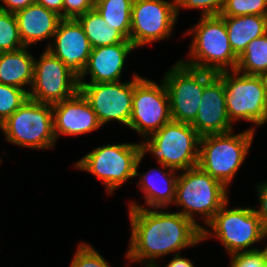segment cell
I'll return each instance as SVG.
<instances>
[{
    "label": "cell",
    "instance_id": "6da1fadb",
    "mask_svg": "<svg viewBox=\"0 0 267 267\" xmlns=\"http://www.w3.org/2000/svg\"><path fill=\"white\" fill-rule=\"evenodd\" d=\"M163 210L128 208L131 234L124 254L128 262L156 266L157 259L203 242L202 229L197 224L177 211Z\"/></svg>",
    "mask_w": 267,
    "mask_h": 267
},
{
    "label": "cell",
    "instance_id": "7a4b0ae2",
    "mask_svg": "<svg viewBox=\"0 0 267 267\" xmlns=\"http://www.w3.org/2000/svg\"><path fill=\"white\" fill-rule=\"evenodd\" d=\"M189 34L193 35L187 54L189 60L179 59L183 64L214 73L236 69L238 57L230 46L220 15L200 16L198 23L184 33Z\"/></svg>",
    "mask_w": 267,
    "mask_h": 267
},
{
    "label": "cell",
    "instance_id": "3957f363",
    "mask_svg": "<svg viewBox=\"0 0 267 267\" xmlns=\"http://www.w3.org/2000/svg\"><path fill=\"white\" fill-rule=\"evenodd\" d=\"M227 189L220 181L195 166L179 172L173 204L179 209L182 207V211L177 210L178 213L203 229L204 224L207 225L229 200ZM198 219H203L204 224L200 225Z\"/></svg>",
    "mask_w": 267,
    "mask_h": 267
},
{
    "label": "cell",
    "instance_id": "277c9868",
    "mask_svg": "<svg viewBox=\"0 0 267 267\" xmlns=\"http://www.w3.org/2000/svg\"><path fill=\"white\" fill-rule=\"evenodd\" d=\"M256 134L247 128L237 134L234 131L202 136L200 139L198 166L226 188L236 176L249 153Z\"/></svg>",
    "mask_w": 267,
    "mask_h": 267
},
{
    "label": "cell",
    "instance_id": "5b68a950",
    "mask_svg": "<svg viewBox=\"0 0 267 267\" xmlns=\"http://www.w3.org/2000/svg\"><path fill=\"white\" fill-rule=\"evenodd\" d=\"M229 200L202 229V241L216 238L224 246L226 254L255 250L262 241L266 227L253 207L228 208ZM208 228V229H207Z\"/></svg>",
    "mask_w": 267,
    "mask_h": 267
},
{
    "label": "cell",
    "instance_id": "8992f818",
    "mask_svg": "<svg viewBox=\"0 0 267 267\" xmlns=\"http://www.w3.org/2000/svg\"><path fill=\"white\" fill-rule=\"evenodd\" d=\"M201 136L189 123L171 120L147 138H143L141 154L150 153L158 164L177 171L198 166Z\"/></svg>",
    "mask_w": 267,
    "mask_h": 267
},
{
    "label": "cell",
    "instance_id": "52a82bcc",
    "mask_svg": "<svg viewBox=\"0 0 267 267\" xmlns=\"http://www.w3.org/2000/svg\"><path fill=\"white\" fill-rule=\"evenodd\" d=\"M0 129L8 143L23 148L50 150L57 143L52 105L30 98L0 125Z\"/></svg>",
    "mask_w": 267,
    "mask_h": 267
},
{
    "label": "cell",
    "instance_id": "ba28073f",
    "mask_svg": "<svg viewBox=\"0 0 267 267\" xmlns=\"http://www.w3.org/2000/svg\"><path fill=\"white\" fill-rule=\"evenodd\" d=\"M141 155L140 143L107 144L95 147L74 162V168L93 174L113 194L129 179L135 177V167Z\"/></svg>",
    "mask_w": 267,
    "mask_h": 267
},
{
    "label": "cell",
    "instance_id": "9c48e42d",
    "mask_svg": "<svg viewBox=\"0 0 267 267\" xmlns=\"http://www.w3.org/2000/svg\"><path fill=\"white\" fill-rule=\"evenodd\" d=\"M217 76L224 83L227 115L232 124L251 122L249 129L267 123V96L260 76L246 75L236 70L223 71Z\"/></svg>",
    "mask_w": 267,
    "mask_h": 267
},
{
    "label": "cell",
    "instance_id": "30bf717a",
    "mask_svg": "<svg viewBox=\"0 0 267 267\" xmlns=\"http://www.w3.org/2000/svg\"><path fill=\"white\" fill-rule=\"evenodd\" d=\"M172 66L162 80L169 95L171 118L191 124L198 114L204 87L217 73L186 66L180 60Z\"/></svg>",
    "mask_w": 267,
    "mask_h": 267
},
{
    "label": "cell",
    "instance_id": "8fae6325",
    "mask_svg": "<svg viewBox=\"0 0 267 267\" xmlns=\"http://www.w3.org/2000/svg\"><path fill=\"white\" fill-rule=\"evenodd\" d=\"M141 75L134 77L132 114L129 127L143 138L149 137L172 120L169 95L164 82Z\"/></svg>",
    "mask_w": 267,
    "mask_h": 267
},
{
    "label": "cell",
    "instance_id": "7c38bea8",
    "mask_svg": "<svg viewBox=\"0 0 267 267\" xmlns=\"http://www.w3.org/2000/svg\"><path fill=\"white\" fill-rule=\"evenodd\" d=\"M177 20L176 0H133L129 40L139 49L168 39Z\"/></svg>",
    "mask_w": 267,
    "mask_h": 267
},
{
    "label": "cell",
    "instance_id": "4fadbf2b",
    "mask_svg": "<svg viewBox=\"0 0 267 267\" xmlns=\"http://www.w3.org/2000/svg\"><path fill=\"white\" fill-rule=\"evenodd\" d=\"M38 58L35 57L34 79L28 98L53 105L79 92L78 77L60 59L47 49Z\"/></svg>",
    "mask_w": 267,
    "mask_h": 267
},
{
    "label": "cell",
    "instance_id": "5bb4252c",
    "mask_svg": "<svg viewBox=\"0 0 267 267\" xmlns=\"http://www.w3.org/2000/svg\"><path fill=\"white\" fill-rule=\"evenodd\" d=\"M134 73L129 81L79 83V92L88 101L102 126L111 121L129 127L134 93Z\"/></svg>",
    "mask_w": 267,
    "mask_h": 267
},
{
    "label": "cell",
    "instance_id": "9a60e30c",
    "mask_svg": "<svg viewBox=\"0 0 267 267\" xmlns=\"http://www.w3.org/2000/svg\"><path fill=\"white\" fill-rule=\"evenodd\" d=\"M45 49L60 59L78 78L85 68L92 47L77 19H61L52 41Z\"/></svg>",
    "mask_w": 267,
    "mask_h": 267
},
{
    "label": "cell",
    "instance_id": "2e32d148",
    "mask_svg": "<svg viewBox=\"0 0 267 267\" xmlns=\"http://www.w3.org/2000/svg\"><path fill=\"white\" fill-rule=\"evenodd\" d=\"M144 156L141 154L138 157L135 167V178L139 176L136 185L143 193L144 205L138 204L136 201H131L128 208H168L174 203L176 197V184L179 177V171L166 167L163 164H158L159 167H151L147 172H139V165ZM162 168V169H161ZM147 205V206H146Z\"/></svg>",
    "mask_w": 267,
    "mask_h": 267
},
{
    "label": "cell",
    "instance_id": "e0dca14e",
    "mask_svg": "<svg viewBox=\"0 0 267 267\" xmlns=\"http://www.w3.org/2000/svg\"><path fill=\"white\" fill-rule=\"evenodd\" d=\"M54 135L78 136L98 130L100 124L88 101L78 92L73 97L52 105Z\"/></svg>",
    "mask_w": 267,
    "mask_h": 267
},
{
    "label": "cell",
    "instance_id": "ac0fdd59",
    "mask_svg": "<svg viewBox=\"0 0 267 267\" xmlns=\"http://www.w3.org/2000/svg\"><path fill=\"white\" fill-rule=\"evenodd\" d=\"M191 126L201 137L233 131L227 115L224 83L217 75L204 87L198 114Z\"/></svg>",
    "mask_w": 267,
    "mask_h": 267
},
{
    "label": "cell",
    "instance_id": "d6986e66",
    "mask_svg": "<svg viewBox=\"0 0 267 267\" xmlns=\"http://www.w3.org/2000/svg\"><path fill=\"white\" fill-rule=\"evenodd\" d=\"M132 42L92 48L87 64L78 78L79 83H109L121 81L127 56L135 50ZM90 76L89 81L85 79Z\"/></svg>",
    "mask_w": 267,
    "mask_h": 267
},
{
    "label": "cell",
    "instance_id": "ffe728a7",
    "mask_svg": "<svg viewBox=\"0 0 267 267\" xmlns=\"http://www.w3.org/2000/svg\"><path fill=\"white\" fill-rule=\"evenodd\" d=\"M14 14L25 47L34 46L39 42H44V40L52 41L62 19L56 12L46 9L36 2Z\"/></svg>",
    "mask_w": 267,
    "mask_h": 267
},
{
    "label": "cell",
    "instance_id": "44dd1931",
    "mask_svg": "<svg viewBox=\"0 0 267 267\" xmlns=\"http://www.w3.org/2000/svg\"><path fill=\"white\" fill-rule=\"evenodd\" d=\"M31 53L25 46L15 51L0 52V83L22 88L29 93L35 62V56Z\"/></svg>",
    "mask_w": 267,
    "mask_h": 267
},
{
    "label": "cell",
    "instance_id": "7402d4cb",
    "mask_svg": "<svg viewBox=\"0 0 267 267\" xmlns=\"http://www.w3.org/2000/svg\"><path fill=\"white\" fill-rule=\"evenodd\" d=\"M225 22L230 46L239 57L250 41L267 33V16H221Z\"/></svg>",
    "mask_w": 267,
    "mask_h": 267
},
{
    "label": "cell",
    "instance_id": "603a6c76",
    "mask_svg": "<svg viewBox=\"0 0 267 267\" xmlns=\"http://www.w3.org/2000/svg\"><path fill=\"white\" fill-rule=\"evenodd\" d=\"M77 20L82 25L92 48L131 42L115 28L106 26V21L95 8L79 16Z\"/></svg>",
    "mask_w": 267,
    "mask_h": 267
},
{
    "label": "cell",
    "instance_id": "cb8c5ba5",
    "mask_svg": "<svg viewBox=\"0 0 267 267\" xmlns=\"http://www.w3.org/2000/svg\"><path fill=\"white\" fill-rule=\"evenodd\" d=\"M132 3L133 0H95L94 8L106 21V26L115 28L129 40Z\"/></svg>",
    "mask_w": 267,
    "mask_h": 267
},
{
    "label": "cell",
    "instance_id": "d4e9b609",
    "mask_svg": "<svg viewBox=\"0 0 267 267\" xmlns=\"http://www.w3.org/2000/svg\"><path fill=\"white\" fill-rule=\"evenodd\" d=\"M235 70L256 76L267 70V33L249 42L246 50L238 57Z\"/></svg>",
    "mask_w": 267,
    "mask_h": 267
},
{
    "label": "cell",
    "instance_id": "484cf974",
    "mask_svg": "<svg viewBox=\"0 0 267 267\" xmlns=\"http://www.w3.org/2000/svg\"><path fill=\"white\" fill-rule=\"evenodd\" d=\"M23 47L15 14L0 10V52L15 51Z\"/></svg>",
    "mask_w": 267,
    "mask_h": 267
},
{
    "label": "cell",
    "instance_id": "4316f807",
    "mask_svg": "<svg viewBox=\"0 0 267 267\" xmlns=\"http://www.w3.org/2000/svg\"><path fill=\"white\" fill-rule=\"evenodd\" d=\"M27 99L28 93L24 89L0 83V125Z\"/></svg>",
    "mask_w": 267,
    "mask_h": 267
},
{
    "label": "cell",
    "instance_id": "83f0119b",
    "mask_svg": "<svg viewBox=\"0 0 267 267\" xmlns=\"http://www.w3.org/2000/svg\"><path fill=\"white\" fill-rule=\"evenodd\" d=\"M267 16V0H227L220 16Z\"/></svg>",
    "mask_w": 267,
    "mask_h": 267
},
{
    "label": "cell",
    "instance_id": "f1b7e54d",
    "mask_svg": "<svg viewBox=\"0 0 267 267\" xmlns=\"http://www.w3.org/2000/svg\"><path fill=\"white\" fill-rule=\"evenodd\" d=\"M90 243L79 242L69 267H112Z\"/></svg>",
    "mask_w": 267,
    "mask_h": 267
},
{
    "label": "cell",
    "instance_id": "f546056e",
    "mask_svg": "<svg viewBox=\"0 0 267 267\" xmlns=\"http://www.w3.org/2000/svg\"><path fill=\"white\" fill-rule=\"evenodd\" d=\"M227 0H176V13L179 17L181 9H196L200 16L220 15Z\"/></svg>",
    "mask_w": 267,
    "mask_h": 267
},
{
    "label": "cell",
    "instance_id": "4dcf8cb0",
    "mask_svg": "<svg viewBox=\"0 0 267 267\" xmlns=\"http://www.w3.org/2000/svg\"><path fill=\"white\" fill-rule=\"evenodd\" d=\"M228 267H266L263 254L259 249L237 252L229 255Z\"/></svg>",
    "mask_w": 267,
    "mask_h": 267
},
{
    "label": "cell",
    "instance_id": "1f68e13d",
    "mask_svg": "<svg viewBox=\"0 0 267 267\" xmlns=\"http://www.w3.org/2000/svg\"><path fill=\"white\" fill-rule=\"evenodd\" d=\"M95 0H64L63 19H77L94 9Z\"/></svg>",
    "mask_w": 267,
    "mask_h": 267
},
{
    "label": "cell",
    "instance_id": "d6a6232c",
    "mask_svg": "<svg viewBox=\"0 0 267 267\" xmlns=\"http://www.w3.org/2000/svg\"><path fill=\"white\" fill-rule=\"evenodd\" d=\"M258 197V209L254 208L257 215L260 217L262 224L267 227V181L256 186Z\"/></svg>",
    "mask_w": 267,
    "mask_h": 267
},
{
    "label": "cell",
    "instance_id": "836d02e7",
    "mask_svg": "<svg viewBox=\"0 0 267 267\" xmlns=\"http://www.w3.org/2000/svg\"><path fill=\"white\" fill-rule=\"evenodd\" d=\"M35 3V0H0V10L15 13Z\"/></svg>",
    "mask_w": 267,
    "mask_h": 267
},
{
    "label": "cell",
    "instance_id": "e575fe53",
    "mask_svg": "<svg viewBox=\"0 0 267 267\" xmlns=\"http://www.w3.org/2000/svg\"><path fill=\"white\" fill-rule=\"evenodd\" d=\"M181 255V253L172 255L174 257L167 263V265L164 264V267H195L192 260L185 256L182 257ZM155 267H160V265H156Z\"/></svg>",
    "mask_w": 267,
    "mask_h": 267
},
{
    "label": "cell",
    "instance_id": "d590c367",
    "mask_svg": "<svg viewBox=\"0 0 267 267\" xmlns=\"http://www.w3.org/2000/svg\"><path fill=\"white\" fill-rule=\"evenodd\" d=\"M35 2L41 4L46 9L56 12L61 18H63L64 0H35Z\"/></svg>",
    "mask_w": 267,
    "mask_h": 267
},
{
    "label": "cell",
    "instance_id": "8d00e7d4",
    "mask_svg": "<svg viewBox=\"0 0 267 267\" xmlns=\"http://www.w3.org/2000/svg\"><path fill=\"white\" fill-rule=\"evenodd\" d=\"M265 239H267V229H265V231H264V234H263V237H262V241H264ZM263 247H264L263 249L259 248V250L263 254V258H264V261H265L266 267H267V243Z\"/></svg>",
    "mask_w": 267,
    "mask_h": 267
},
{
    "label": "cell",
    "instance_id": "74e56055",
    "mask_svg": "<svg viewBox=\"0 0 267 267\" xmlns=\"http://www.w3.org/2000/svg\"><path fill=\"white\" fill-rule=\"evenodd\" d=\"M262 81H263V85H264V88H265V91H266V96H267V70L265 72H263L261 75H260Z\"/></svg>",
    "mask_w": 267,
    "mask_h": 267
},
{
    "label": "cell",
    "instance_id": "f35d334b",
    "mask_svg": "<svg viewBox=\"0 0 267 267\" xmlns=\"http://www.w3.org/2000/svg\"><path fill=\"white\" fill-rule=\"evenodd\" d=\"M140 265H143L144 267H155V266H152V265H149V264H145V263H140Z\"/></svg>",
    "mask_w": 267,
    "mask_h": 267
}]
</instances>
